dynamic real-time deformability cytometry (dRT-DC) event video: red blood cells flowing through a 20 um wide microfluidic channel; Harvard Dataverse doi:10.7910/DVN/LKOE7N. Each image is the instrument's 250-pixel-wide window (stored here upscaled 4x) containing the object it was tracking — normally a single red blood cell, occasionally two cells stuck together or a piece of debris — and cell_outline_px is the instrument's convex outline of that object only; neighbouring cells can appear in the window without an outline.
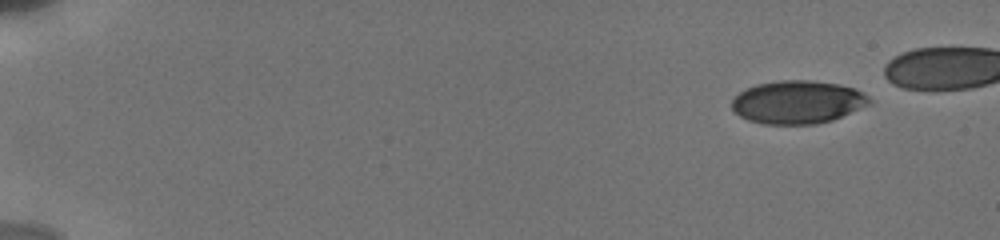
{"species": "human", "species_latin": "Homo sapiens", "temperature_condition": "cold", "stored_images_in_passage": 17, "camera_frame_rate_fps": 3000, "um_per_image_px": 0.085, "donor": {"sex": "male"}, "frame": {"image": 1, "passage_image": 1, "time_ms": 0.0, "image_size_px": [1000, 240], "cell_outline_px": [[872, 104], [832, 120], [816, 124], [764, 124], [748, 120], [740, 116], [732, 108], [732, 100], [740, 92], [756, 84], [776, 80], [812, 80], [840, 84], [856, 88], [864, 92], [872, 100]], "centroid_in_image_um": [67.85, 8.67], "position_along_channel_um": 17.2, "area_um2": 34.8}}